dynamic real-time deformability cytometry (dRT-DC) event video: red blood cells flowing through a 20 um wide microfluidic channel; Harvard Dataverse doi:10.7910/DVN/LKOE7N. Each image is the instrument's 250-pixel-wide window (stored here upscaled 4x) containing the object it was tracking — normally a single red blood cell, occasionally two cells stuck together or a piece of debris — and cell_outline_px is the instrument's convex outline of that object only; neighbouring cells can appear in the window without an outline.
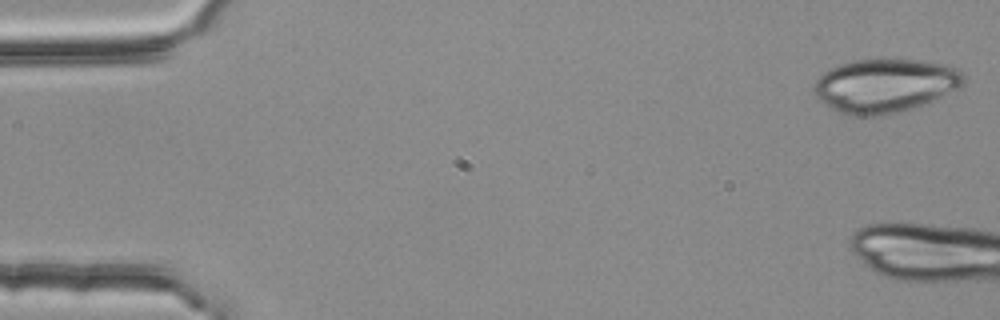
{"species": "common noctule bat (a hibernating species)", "species_latin": "Nyctalus noctula", "temperature_condition": "room temperature", "stored_images_in_passage": 4, "camera_frame_rate_fps": 3000, "um_per_image_px": 0.085, "animal": {"sex": "female", "body_mass_g": 25.1}, "frame": {"image": 1, "passage_image": 1, "time_ms": 0.0, "image_size_px": [1000, 320], "cell_outline_px": [[964, 84], [960, 88], [932, 100], [908, 108], [880, 116], [848, 116], [832, 108], [820, 100], [812, 92], [812, 84], [828, 68], [840, 64], [856, 60], [884, 56], [924, 60], [944, 64], [960, 68], [964, 76]], "centroid_in_image_um": [75.21, 7.22], "position_along_channel_um": 9.8, "area_um2": 47.69}}